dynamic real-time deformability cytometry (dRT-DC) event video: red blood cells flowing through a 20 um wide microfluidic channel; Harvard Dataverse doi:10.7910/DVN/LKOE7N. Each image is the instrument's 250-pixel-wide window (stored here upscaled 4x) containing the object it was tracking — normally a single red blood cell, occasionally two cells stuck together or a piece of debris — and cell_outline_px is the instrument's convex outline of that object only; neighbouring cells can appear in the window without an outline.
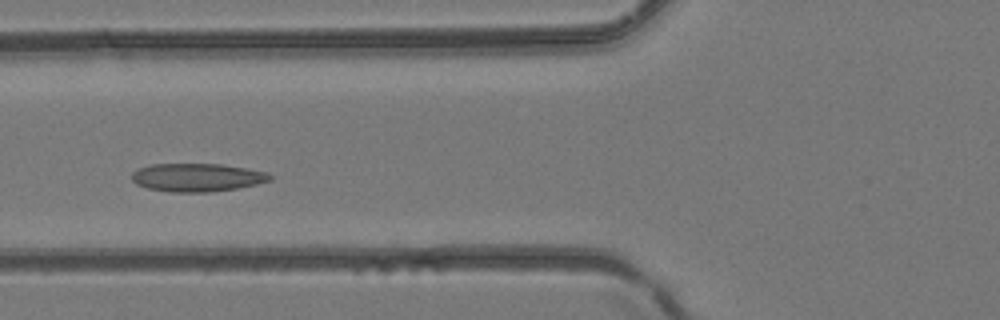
{"species": "common noctule bat (a hibernating species)", "species_latin": "Nyctalus noctula", "temperature_condition": "room temperature", "stored_images_in_passage": 4, "camera_frame_rate_fps": 3000, "um_per_image_px": 0.085, "animal": {"sex": "female", "body_mass_g": 24.6, "forearm_length_mm": 56.2}, "frame": {"image": 1, "passage_image": 4, "time_ms": 1.0, "image_size_px": [1000, 320], "cell_outline_px": [[272, 180], [256, 184], [236, 188], [208, 192], [172, 192], [148, 188], [136, 184], [132, 180], [132, 172], [136, 168], [148, 164], [220, 164], [244, 168], [264, 172], [272, 176]], "centroid_in_image_um": [16.69, 15.08], "position_along_channel_um": 109.1, "area_um2": 22.6}}